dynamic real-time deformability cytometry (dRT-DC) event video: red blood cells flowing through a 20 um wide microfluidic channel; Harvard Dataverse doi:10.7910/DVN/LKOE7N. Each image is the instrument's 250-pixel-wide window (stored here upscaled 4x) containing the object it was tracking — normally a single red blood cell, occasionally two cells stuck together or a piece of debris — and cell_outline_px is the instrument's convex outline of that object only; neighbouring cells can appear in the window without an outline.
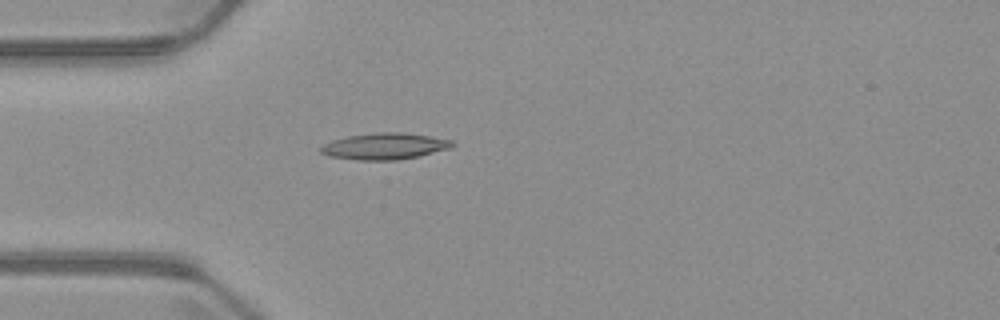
{"species": "common noctule bat (a hibernating species)", "species_latin": "Nyctalus noctula", "temperature_condition": "warm", "stored_images_in_passage": 5, "camera_frame_rate_fps": 3000, "um_per_image_px": 0.085, "animal": {"sex": "male", "body_mass_g": 23.1, "forearm_length_mm": 52.7}, "frame": {"image": 1, "passage_image": 5, "time_ms": 4.667, "image_size_px": [1000, 320], "cell_outline_px": [[456, 144], [452, 148], [416, 156], [396, 160], [356, 160], [328, 156], [320, 152], [320, 148], [324, 144], [332, 140], [348, 136], [376, 132], [400, 132], [428, 136], [452, 140]], "centroid_in_image_um": [32.68, 12.43], "position_along_channel_um": 52.3, "area_um2": 20.17}}